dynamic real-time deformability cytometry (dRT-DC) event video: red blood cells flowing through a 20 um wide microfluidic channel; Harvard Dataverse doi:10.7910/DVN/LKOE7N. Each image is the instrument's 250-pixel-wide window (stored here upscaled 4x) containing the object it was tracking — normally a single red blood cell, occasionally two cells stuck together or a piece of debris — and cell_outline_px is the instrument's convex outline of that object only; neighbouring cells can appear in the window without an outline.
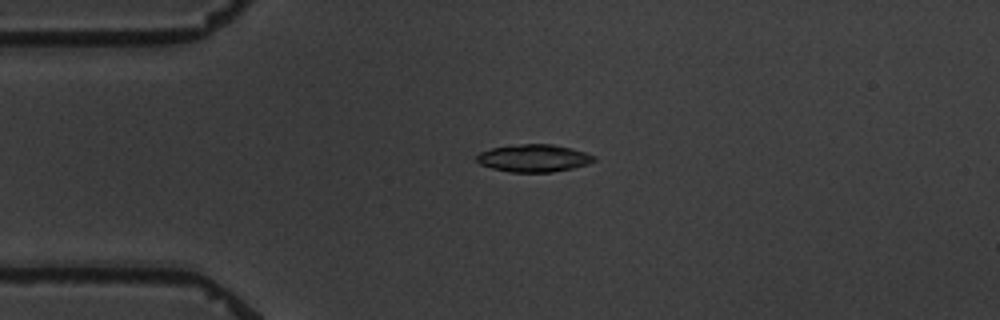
{"species": "common noctule bat (a hibernating species)", "species_latin": "Nyctalus noctula", "temperature_condition": "warm", "stored_images_in_passage": 4, "camera_frame_rate_fps": 3000, "um_per_image_px": 0.085, "animal": {"sex": "male", "body_mass_g": 19.5, "forearm_length_mm": 54.6}, "frame": {"image": 1, "passage_image": 2, "time_ms": 2.0, "image_size_px": [1000, 320], "cell_outline_px": [[596, 160], [588, 164], [572, 168], [552, 172], [508, 172], [492, 168], [480, 164], [476, 160], [476, 156], [480, 152], [492, 148], [520, 144], [552, 144], [572, 148], [596, 156]], "centroid_in_image_um": [45.38, 13.44], "position_along_channel_um": 39.6, "area_um2": 18.79}}